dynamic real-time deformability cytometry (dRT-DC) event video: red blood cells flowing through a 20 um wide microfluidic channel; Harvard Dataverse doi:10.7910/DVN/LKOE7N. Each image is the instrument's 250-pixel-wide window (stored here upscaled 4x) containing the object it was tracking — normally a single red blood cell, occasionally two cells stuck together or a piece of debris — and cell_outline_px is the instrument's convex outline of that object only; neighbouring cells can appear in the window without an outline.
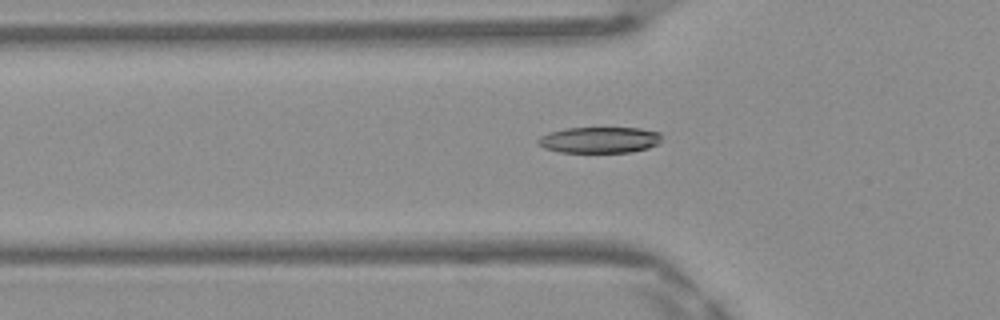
{"species": "Egyptian fruit bat (a non-hibernating species)", "species_latin": "Rousettus aegyptiacus", "temperature_condition": "warm", "stored_images_in_passage": 31, "camera_frame_rate_fps": 3000, "um_per_image_px": 0.085, "frame": {"image": 1, "passage_image": 2, "time_ms": 0.333, "image_size_px": [1000, 320], "cell_outline_px": [[660, 144], [648, 148], [632, 152], [560, 152], [544, 148], [536, 140], [540, 136], [548, 132], [564, 128], [640, 128], [660, 132]], "centroid_in_image_um": [50.96, 11.89], "position_along_channel_um": 74.8, "area_um2": 18.9}}
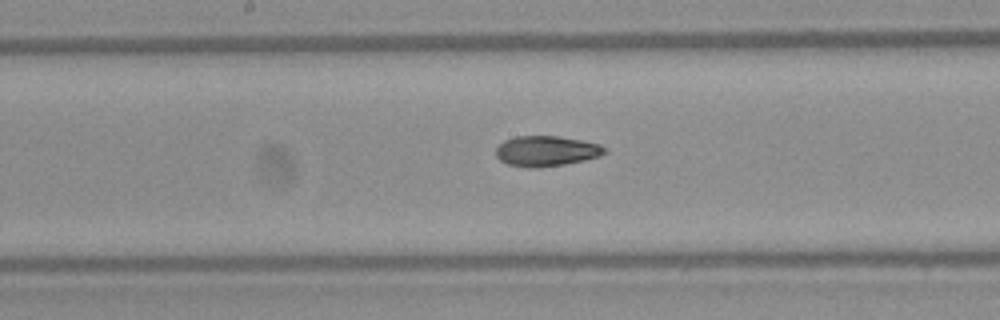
{"frame": {"image": 2, "passage_image": 11, "time_ms": 3.333, "image_size_px": [1000, 320], "cell_outline_px": [[608, 152], [600, 156], [584, 160], [564, 164], [536, 168], [532, 168], [508, 164], [500, 160], [496, 156], [496, 148], [504, 140], [516, 136], [560, 136], [600, 144], [608, 148]], "centroid_in_image_um": [46.46, 12.83], "position_along_channel_um": 201.7, "area_um2": 19.31}}
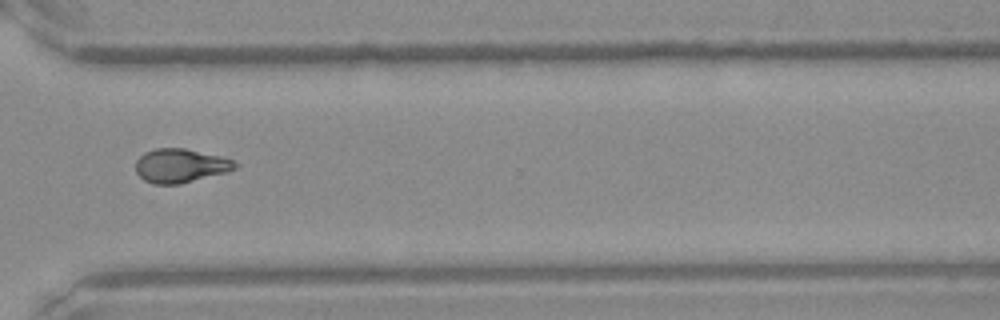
{"frame": {"image": 3, "passage_image": 22, "time_ms": 7.0, "image_size_px": [1000, 320], "cell_outline_px": [[240, 164], [236, 168], [224, 172], [180, 184], [156, 184], [144, 180], [136, 172], [136, 160], [144, 152], [156, 148], [184, 148], [220, 156], [232, 160]], "centroid_in_image_um": [15.31, 14.07], "position_along_channel_um": 355.3, "area_um2": 19.42}, "authors_computed_cell_mechanics": {"area_um2": 19.3052, "velocity_mm_per_s": 4.1858, "shape_relaxation_time_tau1_ms": 6.5125, "shape_relaxation_time_tau2_ms": 3.6382, "deformation_change_tau1": 0.1887, "deformation_change_tau2": 0.1107}}